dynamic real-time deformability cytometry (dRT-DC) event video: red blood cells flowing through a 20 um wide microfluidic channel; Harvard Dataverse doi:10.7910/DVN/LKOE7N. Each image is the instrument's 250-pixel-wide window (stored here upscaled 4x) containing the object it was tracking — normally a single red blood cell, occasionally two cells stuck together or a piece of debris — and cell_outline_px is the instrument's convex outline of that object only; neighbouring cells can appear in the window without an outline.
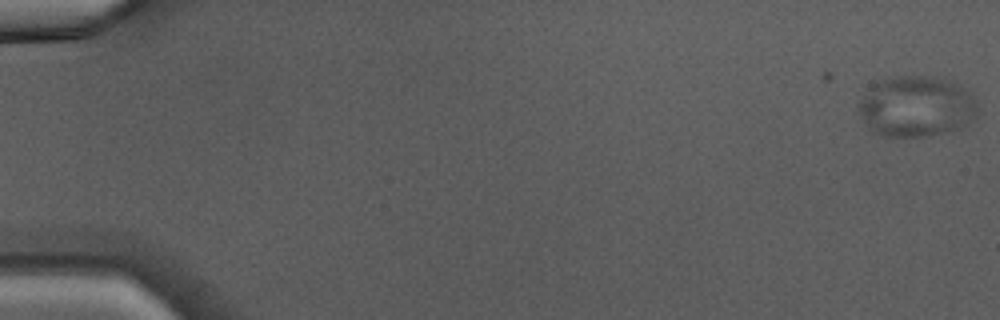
{"species": "Egyptian fruit bat (a non-hibernating species)", "species_latin": "Rousettus aegyptiacus", "temperature_condition": "warm", "stored_images_in_passage": 47, "camera_frame_rate_fps": 3000, "um_per_image_px": 0.085, "animal": {"sex": "male"}, "frame": {"image": 1, "passage_image": 1, "time_ms": 0.0, "image_size_px": [1000, 320], "cell_outline_px": [[980, 108], [976, 116], [964, 128], [948, 132], [928, 136], [884, 136], [872, 132], [864, 124], [856, 108], [856, 104], [872, 84], [888, 76], [944, 76], [968, 92], [976, 100]], "centroid_in_image_um": [77.88, 9.05], "position_along_channel_um": 7.1, "area_um2": 43.18}}
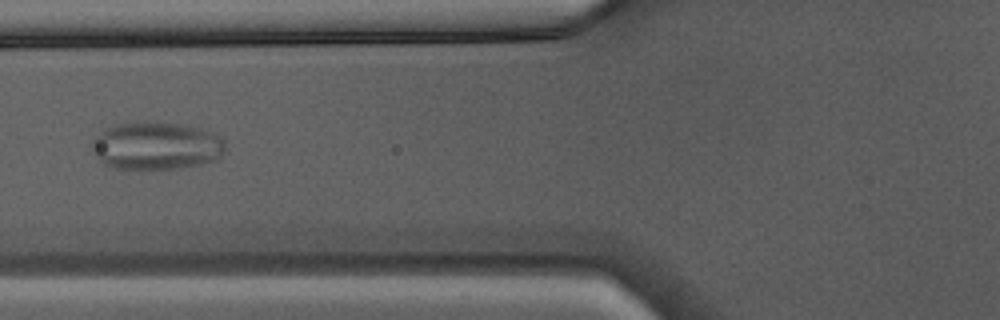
{"frame": {"image": 2, "passage_image": 20, "time_ms": 6.333, "image_size_px": [1000, 320], "cell_outline_px": [[224, 152], [216, 160], [200, 164], [176, 168], [112, 168], [96, 160], [88, 144], [104, 128], [116, 124], [188, 124], [212, 132], [220, 136], [224, 140]], "centroid_in_image_um": [13.24, 12.41], "position_along_channel_um": 112.6, "area_um2": 36.88}}
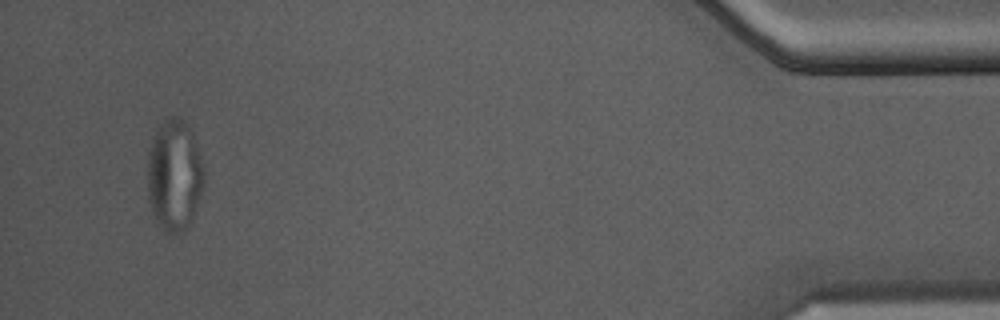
{"frame": {"image": 3, "passage_image": 45, "time_ms": 14.667, "image_size_px": [1000, 320], "cell_outline_px": [[204, 184], [188, 228], [180, 232], [168, 232], [156, 220], [152, 212], [148, 200], [148, 152], [156, 128], [164, 120], [172, 116], [176, 116], [184, 120], [192, 132], [200, 156], [204, 172]], "centroid_in_image_um": [14.81, 14.86], "position_along_channel_um": 420.4, "area_um2": 36.41}}